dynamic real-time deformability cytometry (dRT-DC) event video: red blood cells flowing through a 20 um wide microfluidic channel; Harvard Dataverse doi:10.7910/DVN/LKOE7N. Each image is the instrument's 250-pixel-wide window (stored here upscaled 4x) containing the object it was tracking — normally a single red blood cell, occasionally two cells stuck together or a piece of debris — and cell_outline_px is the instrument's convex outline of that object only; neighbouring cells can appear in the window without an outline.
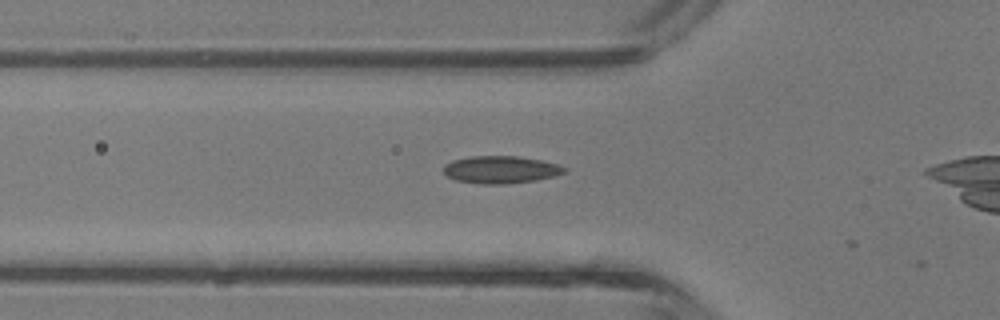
{"species": "common noctule bat (a hibernating species)", "species_latin": "Nyctalus noctula", "temperature_condition": "room temperature", "stored_images_in_passage": 9, "camera_frame_rate_fps": 3000, "um_per_image_px": 0.085, "animal": {"sex": "male", "body_mass_g": 13.3}, "frame": {"image": 1, "passage_image": 8, "time_ms": 2.333, "image_size_px": [1000, 320], "cell_outline_px": [[568, 168], [564, 172], [556, 176], [536, 180], [504, 184], [480, 184], [456, 180], [448, 176], [444, 172], [444, 164], [452, 160], [468, 156], [516, 156], [540, 160], [556, 164]], "centroid_in_image_um": [42.55, 14.42], "position_along_channel_um": 83.3, "area_um2": 19.31}}